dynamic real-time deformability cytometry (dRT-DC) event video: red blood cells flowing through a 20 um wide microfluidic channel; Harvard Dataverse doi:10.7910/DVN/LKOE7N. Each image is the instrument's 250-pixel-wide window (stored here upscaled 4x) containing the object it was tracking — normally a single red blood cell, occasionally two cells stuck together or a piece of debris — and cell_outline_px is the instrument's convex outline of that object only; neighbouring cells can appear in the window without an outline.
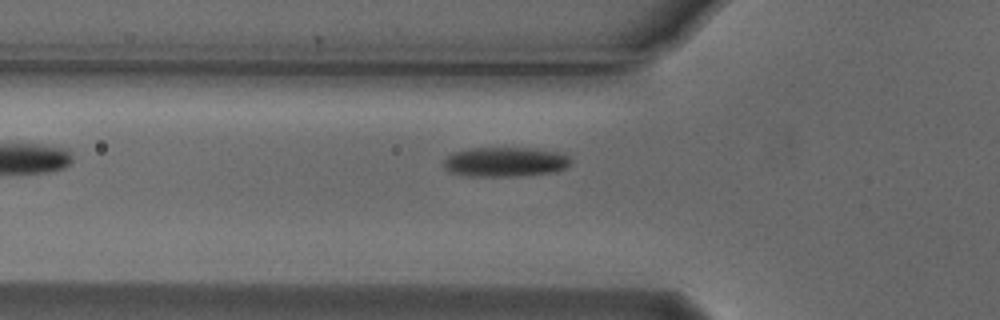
{"species": "Egyptian fruit bat (a non-hibernating species)", "species_latin": "Rousettus aegyptiacus", "temperature_condition": "cold", "stored_images_in_passage": 4, "camera_frame_rate_fps": 3000, "um_per_image_px": 0.085, "animal": {"sex": "male"}, "frame": {"image": 1, "passage_image": 4, "time_ms": 1.0, "image_size_px": [1000, 320], "cell_outline_px": [[572, 160], [564, 168], [556, 172], [516, 176], [468, 176], [448, 172], [444, 168], [444, 160], [452, 152], [472, 148], [532, 148], [564, 152]], "centroid_in_image_um": [42.95, 13.76], "position_along_channel_um": 82.9, "area_um2": 22.14}}